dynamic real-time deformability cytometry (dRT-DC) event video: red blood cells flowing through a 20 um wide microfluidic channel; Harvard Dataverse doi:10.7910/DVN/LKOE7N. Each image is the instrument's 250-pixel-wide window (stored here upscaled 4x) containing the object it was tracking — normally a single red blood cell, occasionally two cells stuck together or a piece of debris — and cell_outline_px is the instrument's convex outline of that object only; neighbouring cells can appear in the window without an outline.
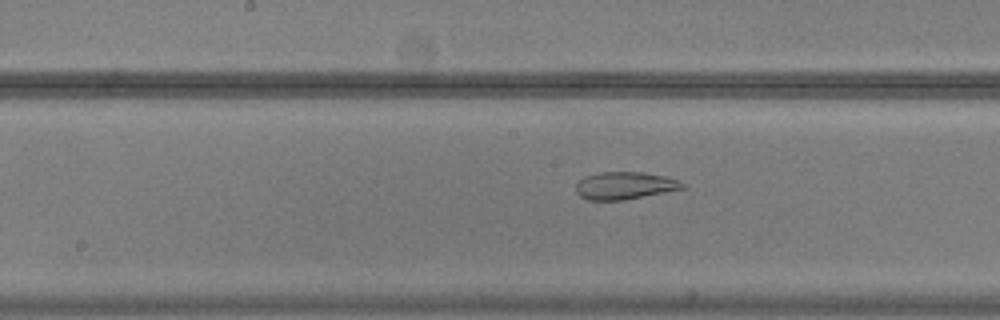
{"species": "common noctule bat (a hibernating species)", "species_latin": "Nyctalus noctula", "temperature_condition": "warm", "stored_images_in_passage": 52, "camera_frame_rate_fps": 3000, "um_per_image_px": 0.085, "animal": {"sex": "male", "body_mass_g": 20.5, "forearm_length_mm": 52.5}, "frame": {"image": 1, "passage_image": 29, "time_ms": 9.333, "image_size_px": [1000, 320], "cell_outline_px": [[684, 188], [624, 200], [588, 200], [580, 196], [576, 192], [576, 184], [584, 176], [600, 172], [644, 172], [668, 176], [680, 180], [684, 184]], "centroid_in_image_um": [53.1, 15.76], "position_along_channel_um": 195.1, "area_um2": 17.11}}
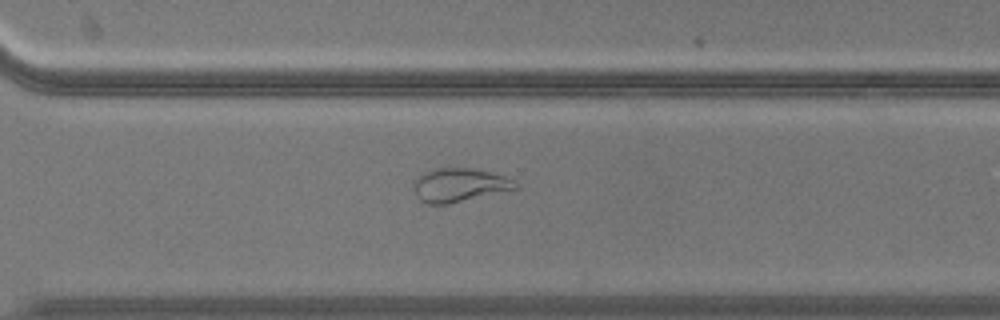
{"frame": {"image": 2, "passage_image": 40, "time_ms": 13.0, "image_size_px": [1000, 320], "cell_outline_px": [[516, 188], [448, 204], [428, 204], [420, 200], [412, 188], [412, 184], [416, 176], [424, 172], [436, 168], [472, 168], [504, 176], [512, 180], [516, 184]], "centroid_in_image_um": [38.94, 15.72], "position_along_channel_um": 331.7, "area_um2": 19.65}}
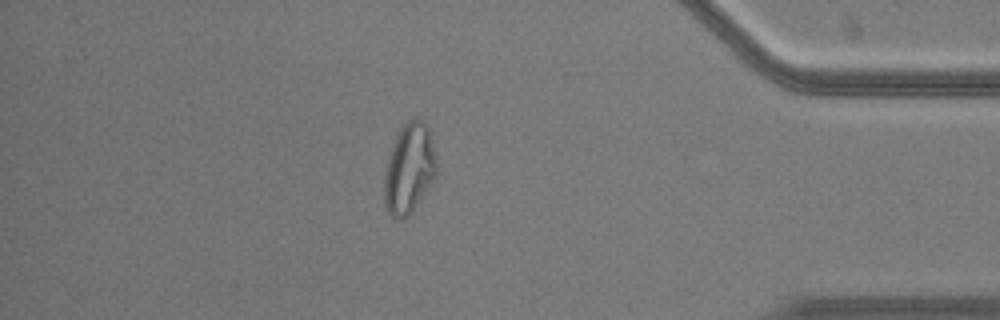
{"frame": {"image": 3, "passage_image": 48, "time_ms": 15.667, "image_size_px": [1000, 320], "cell_outline_px": [[436, 172], [432, 180], [408, 216], [400, 220], [396, 220], [388, 212], [384, 200], [384, 176], [388, 160], [400, 124], [408, 120], [424, 120], [428, 124], [432, 140], [436, 160]], "centroid_in_image_um": [34.76, 14.29], "position_along_channel_um": 400.4, "area_um2": 27.05}}